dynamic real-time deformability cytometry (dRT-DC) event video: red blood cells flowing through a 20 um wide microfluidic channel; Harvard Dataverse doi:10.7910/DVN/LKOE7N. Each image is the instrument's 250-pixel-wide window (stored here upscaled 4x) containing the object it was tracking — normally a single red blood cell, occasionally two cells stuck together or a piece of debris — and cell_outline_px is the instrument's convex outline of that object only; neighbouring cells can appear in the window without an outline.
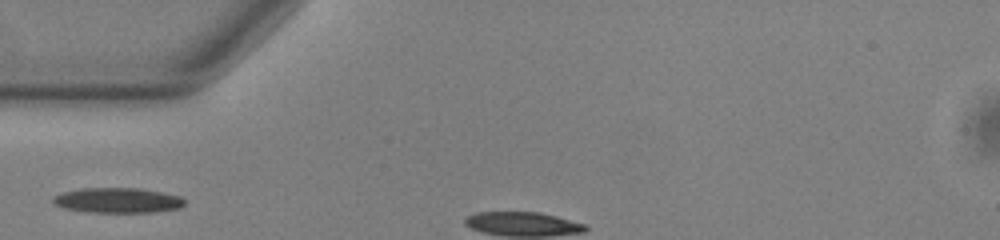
{"species": "common noctule bat (a hibernating species)", "species_latin": "Nyctalus noctula", "temperature_condition": "warm", "stored_images_in_passage": 7, "camera_frame_rate_fps": 3000, "um_per_image_px": 0.085, "animal": {"sex": "male", "body_mass_g": 13.0, "forearm_length_mm": 53.1}, "frame": {"image": 1, "passage_image": 1, "time_ms": 0.0, "image_size_px": [1000, 240], "cell_outline_px": [[184, 204], [180, 208], [156, 212], [88, 212], [64, 208], [52, 204], [52, 196], [64, 192], [80, 188], [140, 188], [164, 192], [180, 196], [184, 200]], "centroid_in_image_um": [9.99, 17.02], "position_along_channel_um": 75.0, "area_um2": 19.42}}
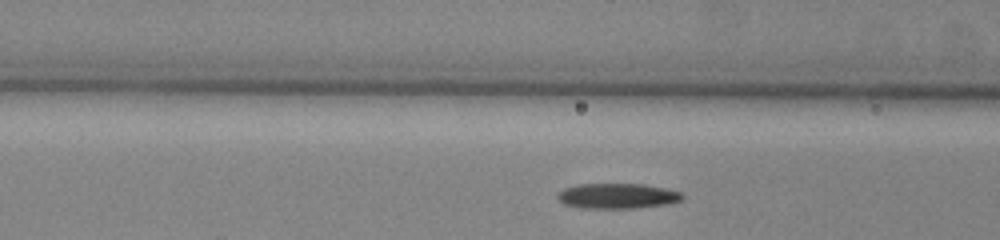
{"frame": {"image": 2, "passage_image": 4, "time_ms": 1.0, "image_size_px": [1000, 240], "cell_outline_px": [[684, 196], [680, 200], [668, 204], [636, 208], [580, 208], [564, 204], [556, 196], [556, 192], [564, 188], [580, 184], [644, 184], [664, 188], [680, 192]], "centroid_in_image_um": [52.44, 16.66], "position_along_channel_um": 114.2, "area_um2": 18.38}}